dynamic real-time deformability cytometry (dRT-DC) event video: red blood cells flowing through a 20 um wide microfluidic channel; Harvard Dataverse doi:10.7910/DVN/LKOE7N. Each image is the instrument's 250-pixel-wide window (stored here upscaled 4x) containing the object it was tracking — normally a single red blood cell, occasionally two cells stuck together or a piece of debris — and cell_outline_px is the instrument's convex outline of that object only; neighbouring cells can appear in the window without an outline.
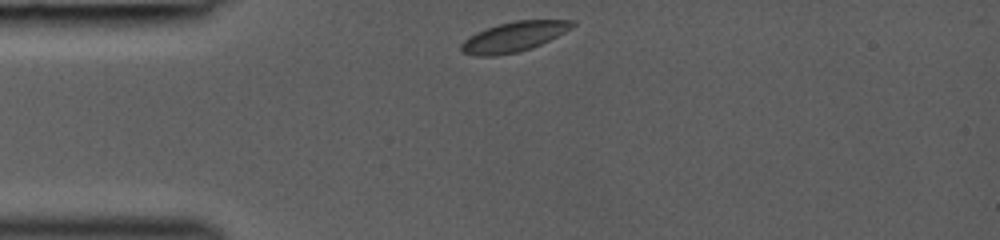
{"species": "common noctule bat (a hibernating species)", "species_latin": "Nyctalus noctula", "temperature_condition": "room temperature", "stored_images_in_passage": 29, "camera_frame_rate_fps": 3000, "um_per_image_px": 0.085, "animal": {"sex": "female", "body_mass_g": 19.0, "forearm_length_mm": 53.3}, "frame": {"image": 1, "passage_image": 1, "time_ms": 0.0, "image_size_px": [1000, 240], "cell_outline_px": [[576, 24], [572, 28], [532, 48], [520, 52], [496, 56], [476, 56], [460, 52], [460, 44], [464, 40], [476, 32], [500, 24], [516, 20], [576, 20]], "centroid_in_image_um": [43.66, 3.14], "position_along_channel_um": 41.3, "area_um2": 19.36}}
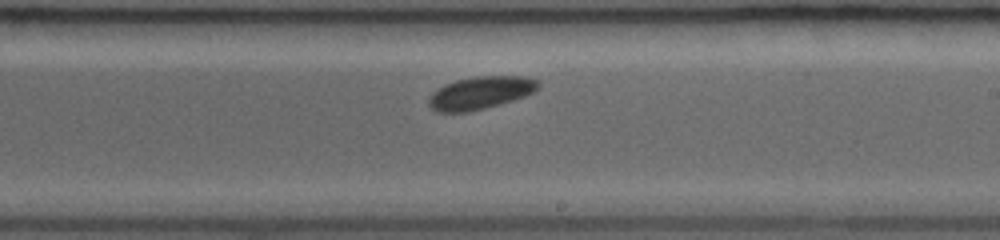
{"frame": {"image": 2, "passage_image": 17, "time_ms": 5.333, "image_size_px": [1000, 240], "cell_outline_px": [[540, 84], [532, 92], [524, 96], [500, 104], [468, 112], [436, 112], [428, 104], [428, 96], [432, 92], [444, 84], [456, 80], [476, 76], [524, 76], [540, 80]], "centroid_in_image_um": [40.8, 7.88], "position_along_channel_um": 248.2, "area_um2": 20.87}}
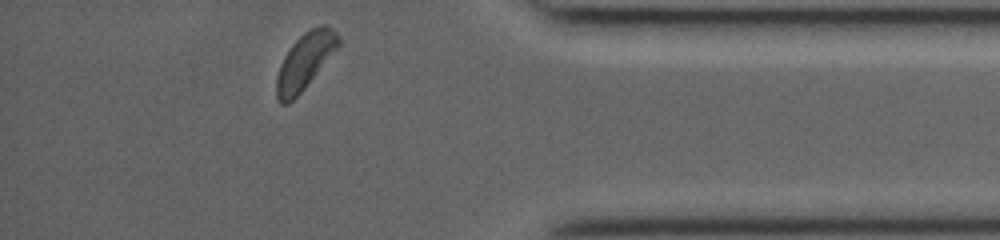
{"frame": {"image": 3, "passage_image": 29, "time_ms": 9.333, "image_size_px": [1000, 240], "cell_outline_px": [[340, 44], [304, 88], [288, 104], [280, 104], [276, 96], [276, 76], [280, 64], [284, 56], [292, 44], [304, 32], [312, 28], [324, 24], [332, 28], [340, 36]], "centroid_in_image_um": [25.9, 5.19], "position_along_channel_um": 409.3, "area_um2": 19.88}}